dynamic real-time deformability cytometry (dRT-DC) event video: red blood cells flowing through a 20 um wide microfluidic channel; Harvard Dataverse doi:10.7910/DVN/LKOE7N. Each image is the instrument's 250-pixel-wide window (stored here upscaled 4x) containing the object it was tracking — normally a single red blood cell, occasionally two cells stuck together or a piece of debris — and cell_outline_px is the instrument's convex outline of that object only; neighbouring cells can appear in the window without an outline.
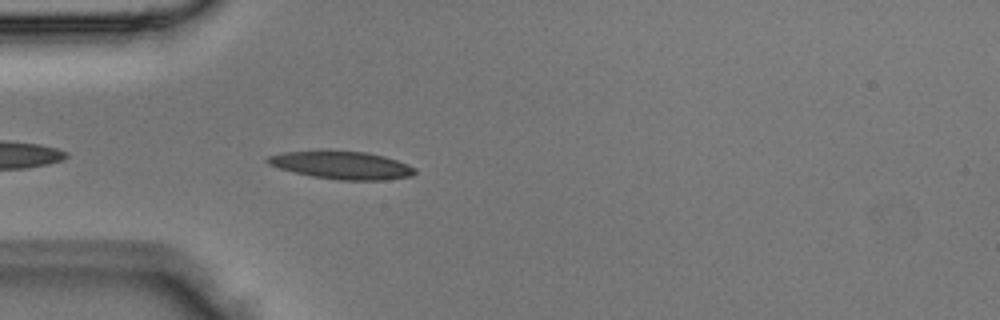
{"species": "Egyptian fruit bat (a non-hibernating species)", "species_latin": "Rousettus aegyptiacus", "temperature_condition": "room temperature", "stored_images_in_passage": 1, "camera_frame_rate_fps": 3000, "um_per_image_px": 0.085, "animal": {"sex": "male"}, "frame": {"image": 1, "passage_image": 1, "time_ms": 0.0, "image_size_px": [1000, 320], "cell_outline_px": [[416, 172], [412, 176], [384, 180], [340, 180], [312, 176], [280, 168], [268, 164], [264, 160], [268, 156], [280, 152], [320, 148], [328, 148], [368, 152], [384, 156], [408, 164], [416, 168]], "centroid_in_image_um": [29.0, 13.99], "position_along_channel_um": 56.0, "area_um2": 24.8}}